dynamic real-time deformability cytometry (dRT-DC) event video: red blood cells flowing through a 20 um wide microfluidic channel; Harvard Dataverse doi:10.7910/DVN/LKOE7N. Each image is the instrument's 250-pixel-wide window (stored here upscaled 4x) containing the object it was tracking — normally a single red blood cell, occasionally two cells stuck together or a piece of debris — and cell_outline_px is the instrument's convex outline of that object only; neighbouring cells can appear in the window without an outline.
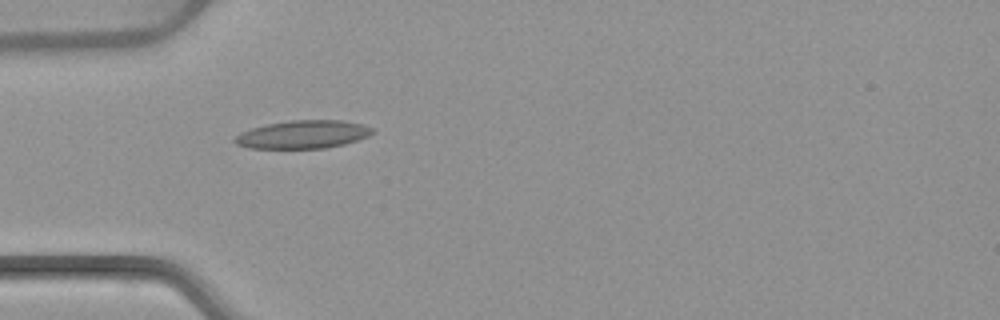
{"species": "common noctule bat (a hibernating species)", "species_latin": "Nyctalus noctula", "temperature_condition": "warm", "stored_images_in_passage": 1, "camera_frame_rate_fps": 3000, "um_per_image_px": 0.085, "animal": {"sex": "female", "body_mass_g": 22.7, "forearm_length_mm": 54.2}, "frame": {"image": 1, "passage_image": 1, "time_ms": 0.0, "image_size_px": [1000, 320], "cell_outline_px": [[376, 132], [368, 136], [344, 144], [324, 148], [248, 148], [236, 144], [232, 140], [240, 132], [252, 128], [268, 124], [292, 120], [344, 120], [376, 128]], "centroid_in_image_um": [25.77, 11.42], "position_along_channel_um": 59.2, "area_um2": 22.54}}